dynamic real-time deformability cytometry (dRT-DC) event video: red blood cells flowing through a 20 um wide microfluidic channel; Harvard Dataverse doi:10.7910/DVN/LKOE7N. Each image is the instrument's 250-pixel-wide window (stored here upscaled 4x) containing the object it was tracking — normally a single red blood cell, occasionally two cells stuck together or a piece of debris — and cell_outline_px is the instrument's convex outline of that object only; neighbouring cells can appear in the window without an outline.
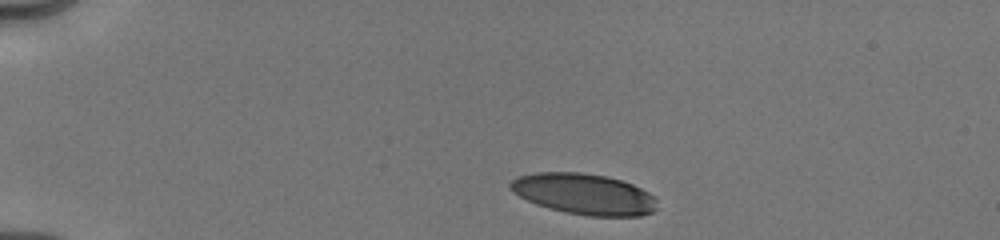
{"species": "human", "species_latin": "Homo sapiens", "temperature_condition": "cold", "stored_images_in_passage": 5, "camera_frame_rate_fps": 3000, "um_per_image_px": 0.085, "donor": {"sex": "male"}, "frame": {"image": 1, "passage_image": 1, "time_ms": 0.0, "image_size_px": [1000, 240], "cell_outline_px": [[656, 208], [652, 212], [640, 216], [588, 216], [548, 208], [536, 204], [520, 196], [508, 188], [508, 184], [516, 176], [536, 172], [580, 172], [608, 176], [632, 184], [648, 192], [656, 200]], "centroid_in_image_um": [49.62, 16.48], "position_along_channel_um": 35.4, "area_um2": 34.97}}
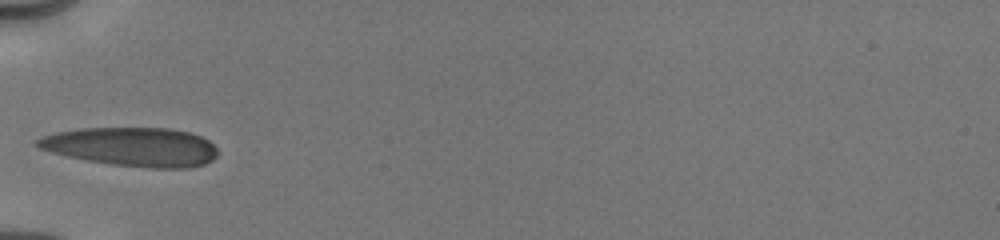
{"frame": {"image": 2, "passage_image": 4, "time_ms": 2.667, "image_size_px": [1000, 240], "cell_outline_px": [[216, 156], [212, 160], [204, 164], [188, 168], [152, 168], [112, 164], [88, 160], [68, 156], [52, 152], [40, 148], [36, 144], [36, 140], [44, 136], [56, 132], [80, 128], [168, 128], [188, 132], [200, 136], [208, 140], [216, 148]], "centroid_in_image_um": [11.24, 12.47], "position_along_channel_um": 73.8, "area_um2": 40.52}}